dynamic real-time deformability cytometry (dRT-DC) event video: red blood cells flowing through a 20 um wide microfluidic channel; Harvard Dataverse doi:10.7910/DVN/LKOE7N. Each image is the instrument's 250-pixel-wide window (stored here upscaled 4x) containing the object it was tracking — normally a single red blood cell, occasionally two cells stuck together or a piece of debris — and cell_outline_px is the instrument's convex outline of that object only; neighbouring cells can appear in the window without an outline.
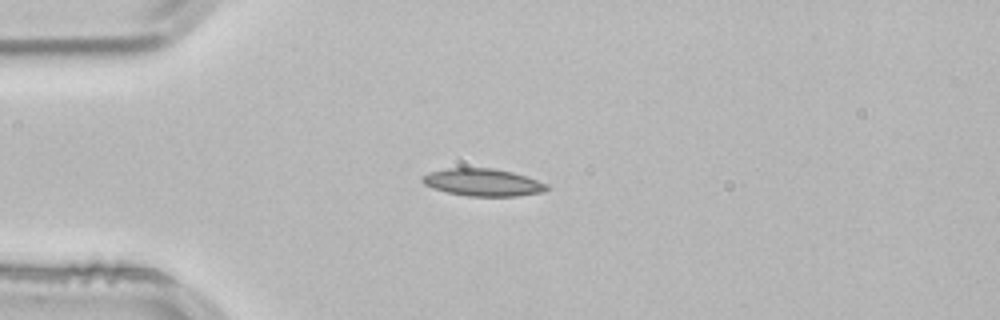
{"species": "common noctule bat (a hibernating species)", "species_latin": "Nyctalus noctula", "temperature_condition": "room temperature", "stored_images_in_passage": 40, "camera_frame_rate_fps": 3000, "um_per_image_px": 0.085, "animal": {"sex": "male", "body_mass_g": 21.5, "forearm_length_mm": 52.0}, "frame": {"image": 1, "passage_image": 1, "time_ms": 0.0, "image_size_px": [1000, 320], "cell_outline_px": [[548, 188], [544, 192], [516, 196], [468, 196], [448, 192], [432, 188], [424, 184], [420, 180], [420, 176], [428, 172], [444, 168], [492, 168], [512, 172], [548, 184]], "centroid_in_image_um": [40.98, 15.5], "position_along_channel_um": 44.0, "area_um2": 19.88}}
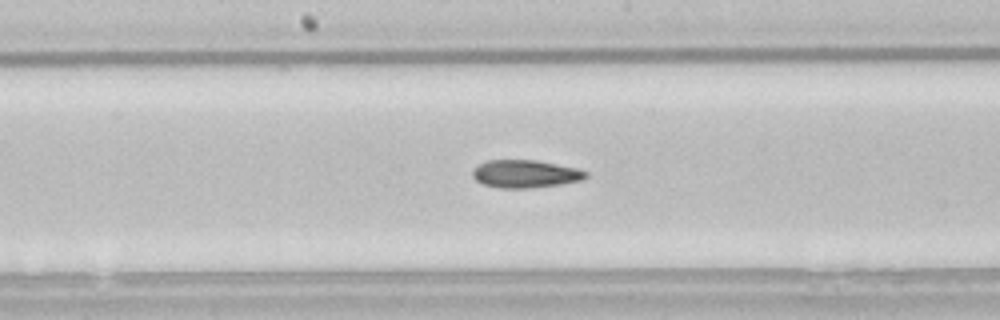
{"frame": {"image": 2, "passage_image": 15, "time_ms": 4.667, "image_size_px": [1000, 320], "cell_outline_px": [[588, 176], [584, 180], [560, 184], [528, 188], [500, 188], [484, 184], [476, 180], [472, 176], [472, 172], [484, 160], [536, 160], [580, 168], [588, 172]], "centroid_in_image_um": [44.7, 14.77], "position_along_channel_um": 203.5, "area_um2": 18.44}}
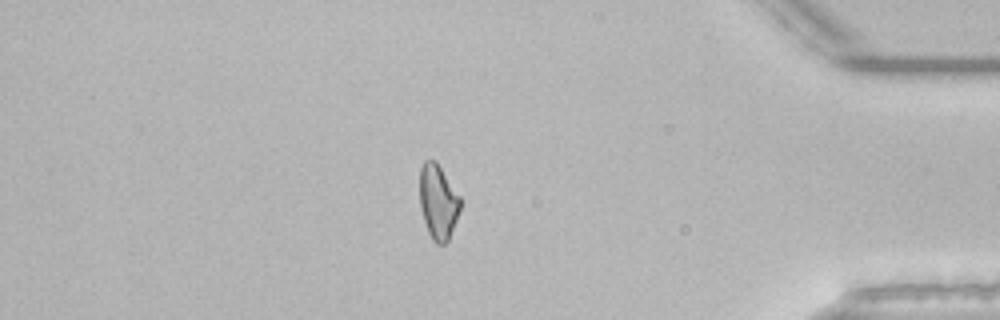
{"frame": {"image": 3, "passage_image": 33, "time_ms": 10.667, "image_size_px": [1000, 320], "cell_outline_px": [[460, 208], [456, 220], [448, 240], [444, 244], [436, 244], [432, 240], [428, 232], [424, 220], [420, 204], [420, 168], [424, 160], [436, 160], [460, 196]], "centroid_in_image_um": [37.23, 17.14], "position_along_channel_um": 398.0, "area_um2": 17.57}, "authors_computed_cell_mechanics": {"area_um2": 18.1781, "velocity_mm_per_s": 3.8485, "shape_relaxation_time_tau1_ms": 10.8981, "shape_relaxation_time_tau2_ms": 8.8427, "deformation_change_tau1": 0.2279, "deformation_change_tau2": 0.1946}}